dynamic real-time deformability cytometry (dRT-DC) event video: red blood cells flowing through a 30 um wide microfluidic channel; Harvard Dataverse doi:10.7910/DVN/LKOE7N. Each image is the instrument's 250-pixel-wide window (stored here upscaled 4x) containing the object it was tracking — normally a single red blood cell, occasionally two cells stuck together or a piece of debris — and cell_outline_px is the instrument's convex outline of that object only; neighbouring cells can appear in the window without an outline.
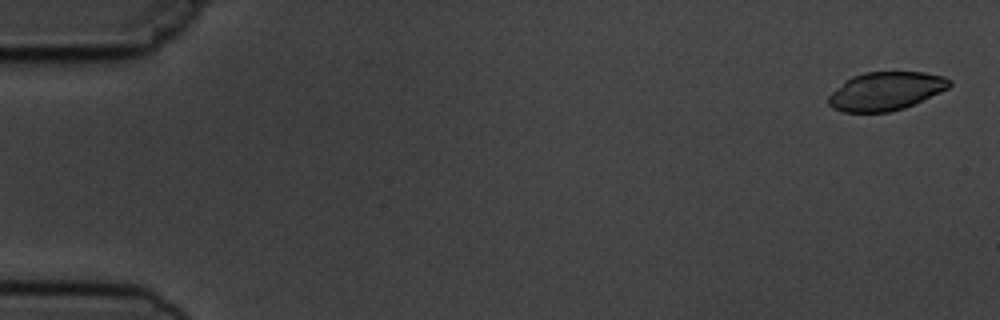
{"species": "common noctule bat (a hibernating species)", "species_latin": "Nyctalus noctula", "temperature_condition": "cold", "stored_images_in_passage": 6, "segment_of_instrument_passage": [1, 2], "camera_frame_rate_fps": 3000, "um_per_image_px": 0.085, "animal": {"sex": "male", "body_mass_g": 19.5, "forearm_length_mm": 54.6}, "frame": {"image": 1, "passage_image": 1, "time_ms": 0.0, "image_size_px": [1000, 320], "cell_outline_px": [[952, 84], [948, 88], [940, 92], [904, 108], [888, 112], [844, 112], [832, 108], [828, 104], [828, 96], [832, 92], [852, 76], [864, 72], [924, 72], [944, 76], [952, 80]], "centroid_in_image_um": [75.3, 7.74], "position_along_channel_um": 9.7, "area_um2": 26.93}}